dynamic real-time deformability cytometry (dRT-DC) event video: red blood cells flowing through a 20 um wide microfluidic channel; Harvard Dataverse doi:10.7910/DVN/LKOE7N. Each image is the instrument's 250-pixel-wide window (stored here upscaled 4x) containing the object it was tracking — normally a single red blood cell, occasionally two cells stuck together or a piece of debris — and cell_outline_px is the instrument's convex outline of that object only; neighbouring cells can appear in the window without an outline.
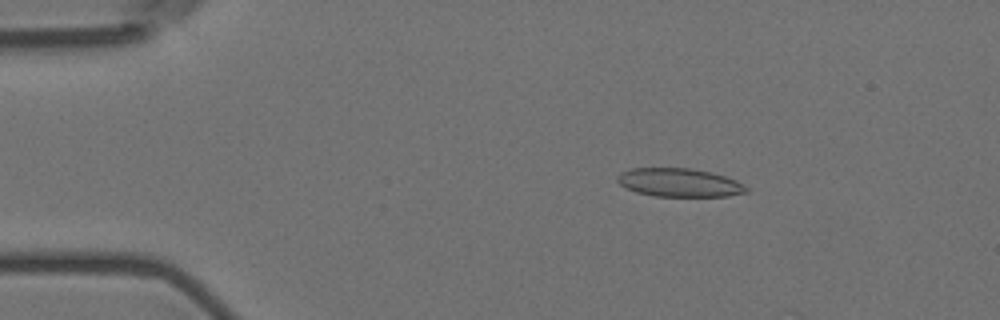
{"species": "Egyptian fruit bat (a non-hibernating species)", "species_latin": "Rousettus aegyptiacus", "temperature_condition": "room temperature", "stored_images_in_passage": 56, "camera_frame_rate_fps": 3000, "um_per_image_px": 0.085, "animal": {"sex": "female"}, "frame": {"image": 1, "passage_image": 9, "time_ms": 2.667, "image_size_px": [1000, 320], "cell_outline_px": [[748, 192], [728, 196], [656, 196], [636, 192], [624, 188], [616, 180], [616, 176], [620, 172], [632, 168], [688, 168], [712, 172], [736, 180], [744, 184], [748, 188]], "centroid_in_image_um": [57.72, 15.52], "position_along_channel_um": 27.3, "area_um2": 21.5}}
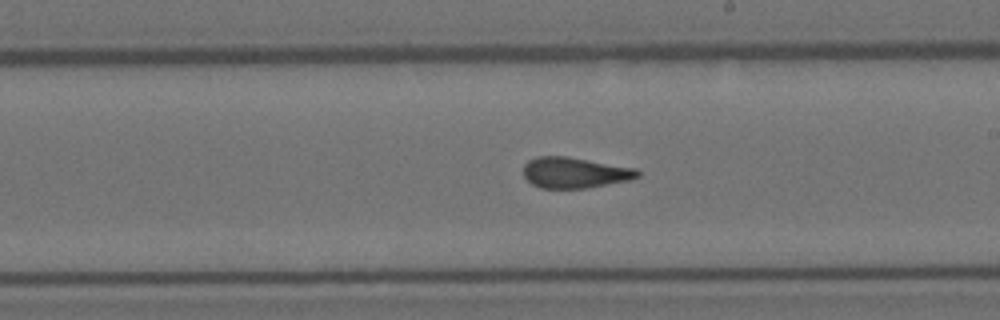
{"frame": {"image": 2, "passage_image": 32, "time_ms": 10.333, "image_size_px": [1000, 320], "cell_outline_px": [[640, 176], [632, 180], [588, 188], [540, 188], [532, 184], [524, 176], [524, 164], [528, 160], [536, 156], [568, 156], [636, 168], [640, 172]], "centroid_in_image_um": [48.88, 14.67], "position_along_channel_um": 240.1, "area_um2": 20.75}}
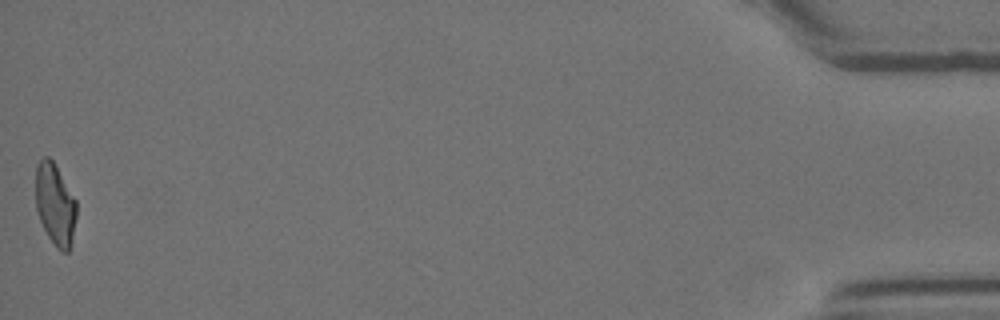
{"frame": {"image": 3, "passage_image": 56, "time_ms": 18.333, "image_size_px": [1000, 320], "cell_outline_px": [[76, 216], [72, 244], [68, 252], [60, 252], [56, 248], [48, 236], [40, 220], [36, 208], [36, 164], [44, 156], [48, 156], [52, 160], [76, 200]], "centroid_in_image_um": [4.69, 17.41], "position_along_channel_um": 430.5, "area_um2": 19.42}, "authors_computed_cell_mechanics": {"area_um2": 20.9525, "velocity_mm_per_s": 3.5877, "shape_relaxation_time_tau1_ms": null, "shape_relaxation_time_tau2_ms": 1.673, "deformation_change_tau1": null, "deformation_change_tau2": 0.085}}